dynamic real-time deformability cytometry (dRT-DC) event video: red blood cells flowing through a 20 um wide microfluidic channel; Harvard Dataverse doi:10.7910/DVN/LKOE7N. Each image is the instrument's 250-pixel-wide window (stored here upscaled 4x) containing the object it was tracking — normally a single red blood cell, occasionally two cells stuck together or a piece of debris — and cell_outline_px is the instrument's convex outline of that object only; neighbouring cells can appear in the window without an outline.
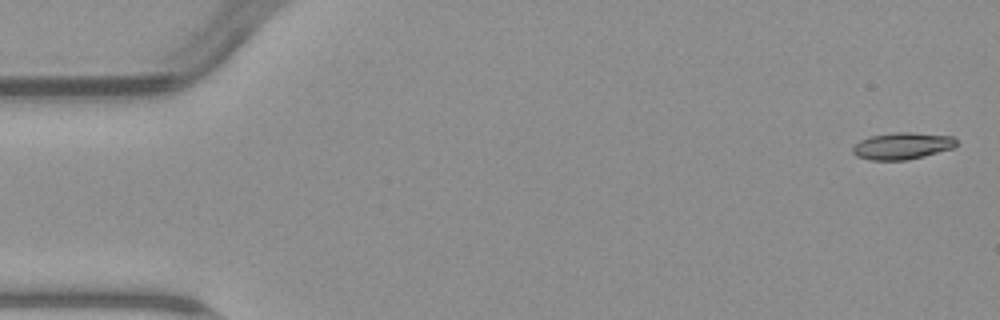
{"species": "common noctule bat (a hibernating species)", "species_latin": "Nyctalus noctula", "temperature_condition": "warm", "stored_images_in_passage": 6, "segment_of_instrument_passage": [1, 2], "camera_frame_rate_fps": 3000, "um_per_image_px": 0.085, "animal": {"sex": "male", "body_mass_g": 23.1, "forearm_length_mm": 52.7}, "frame": {"image": 1, "passage_image": 1, "time_ms": 0.0, "image_size_px": [1000, 320], "cell_outline_px": [[956, 144], [952, 148], [924, 156], [904, 160], [872, 160], [856, 156], [852, 152], [852, 148], [860, 140], [868, 136], [892, 132], [912, 132], [952, 136], [956, 140]], "centroid_in_image_um": [76.65, 12.39], "position_along_channel_um": 8.3, "area_um2": 16.18}}
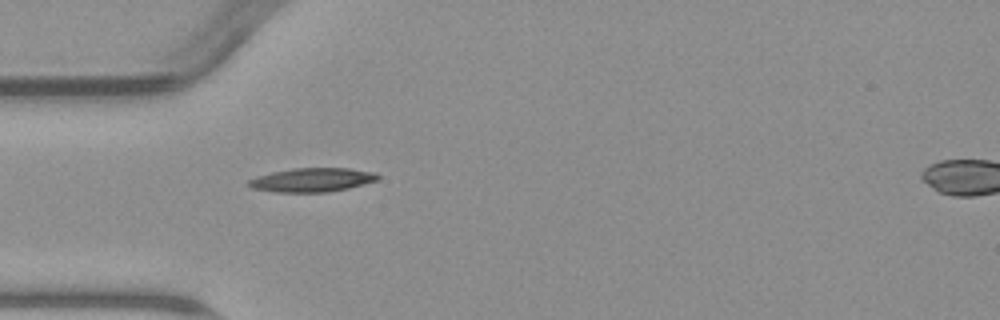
{"frame": {"image": 2, "passage_image": 5, "time_ms": 5.0, "image_size_px": [1000, 320], "cell_outline_px": [[380, 176], [376, 180], [348, 188], [328, 192], [276, 192], [252, 188], [248, 184], [248, 180], [256, 176], [272, 172], [292, 168], [348, 168], [376, 172]], "centroid_in_image_um": [26.52, 15.28], "position_along_channel_um": 58.5, "area_um2": 17.92}}